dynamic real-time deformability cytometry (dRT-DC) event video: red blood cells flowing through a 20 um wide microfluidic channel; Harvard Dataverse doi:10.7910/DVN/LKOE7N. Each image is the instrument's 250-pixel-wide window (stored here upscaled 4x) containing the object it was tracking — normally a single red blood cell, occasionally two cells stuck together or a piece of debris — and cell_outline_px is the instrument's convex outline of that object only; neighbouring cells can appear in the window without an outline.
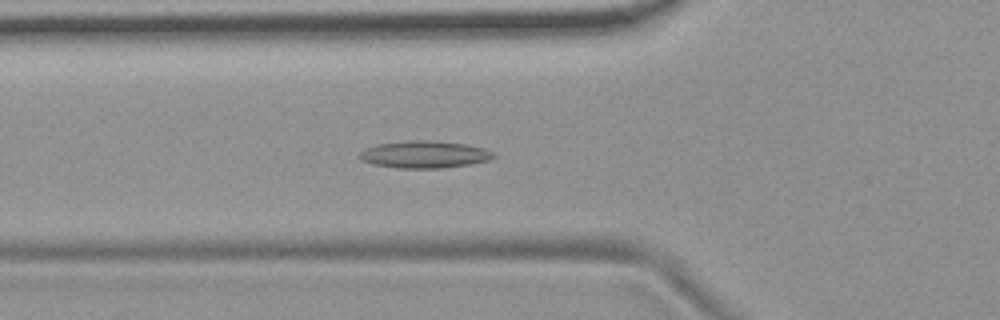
{"species": "common noctule bat (a hibernating species)", "species_latin": "Nyctalus noctula", "temperature_condition": "room temperature", "stored_images_in_passage": 55, "camera_frame_rate_fps": 3000, "um_per_image_px": 0.085, "animal": {"sex": "female", "body_mass_g": 19.9}, "frame": {"image": 1, "passage_image": 20, "time_ms": 6.333, "image_size_px": [1000, 320], "cell_outline_px": [[496, 156], [488, 160], [468, 164], [444, 168], [396, 168], [372, 164], [360, 160], [360, 152], [364, 148], [376, 144], [408, 140], [428, 140], [464, 144], [484, 148], [496, 152]], "centroid_in_image_um": [36.05, 13.13], "position_along_channel_um": 89.7, "area_um2": 21.33}}
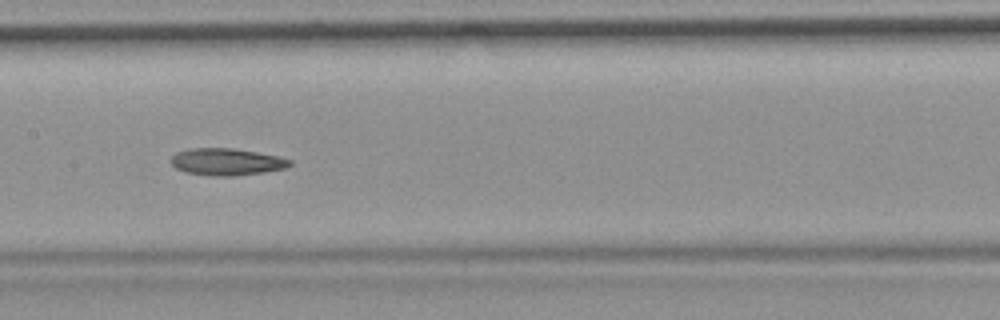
{"frame": {"image": 2, "passage_image": 28, "time_ms": 9.0, "image_size_px": [1000, 320], "cell_outline_px": [[292, 164], [288, 168], [264, 172], [232, 176], [212, 176], [184, 172], [176, 168], [168, 160], [176, 152], [188, 148], [232, 148], [256, 152], [276, 156], [292, 160]], "centroid_in_image_um": [19.23, 13.76], "position_along_channel_um": 188.2, "area_um2": 18.84}}
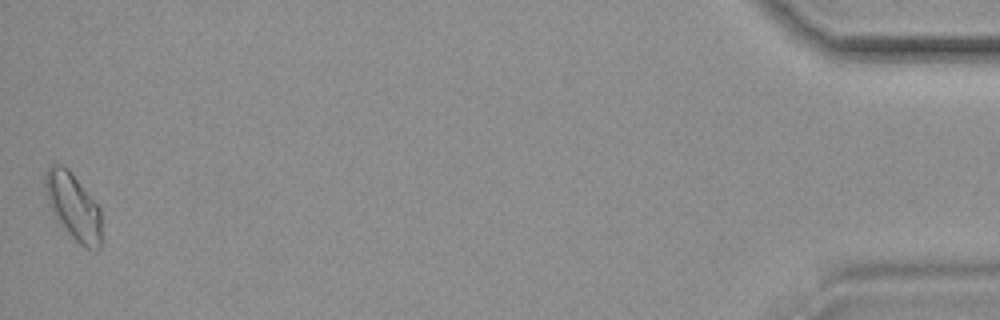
{"frame": {"image": 3, "passage_image": 55, "time_ms": 18.0, "image_size_px": [1000, 320], "cell_outline_px": [[100, 248], [96, 252], [92, 252], [84, 248], [52, 216], [44, 192], [44, 176], [48, 164], [64, 164], [68, 168], [100, 208]], "centroid_in_image_um": [6.18, 17.54], "position_along_channel_um": 429.0, "area_um2": 22.25}, "authors_computed_cell_mechanics": {"area_um2": 19.1896, "velocity_mm_per_s": 3.6852, "shape_relaxation_time_tau1_ms": null, "shape_relaxation_time_tau2_ms": 8.5055, "deformation_change_tau1": null, "deformation_change_tau2": 0.1637}}